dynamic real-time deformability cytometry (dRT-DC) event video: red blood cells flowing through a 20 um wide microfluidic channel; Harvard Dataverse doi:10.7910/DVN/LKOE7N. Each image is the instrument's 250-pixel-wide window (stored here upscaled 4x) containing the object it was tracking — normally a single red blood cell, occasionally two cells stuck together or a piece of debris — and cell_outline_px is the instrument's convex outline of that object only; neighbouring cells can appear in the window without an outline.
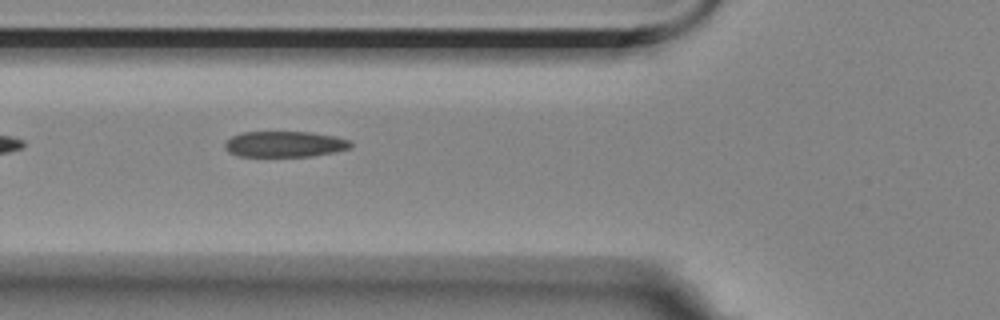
{"species": "Egyptian fruit bat (a non-hibernating species)", "species_latin": "Rousettus aegyptiacus", "temperature_condition": "room temperature", "stored_images_in_passage": 13, "camera_frame_rate_fps": 3000, "um_per_image_px": 0.085, "animal": {"sex": "female"}, "frame": {"image": 1, "passage_image": 3, "time_ms": 0.667, "image_size_px": [1000, 320], "cell_outline_px": [[352, 144], [348, 148], [336, 152], [312, 156], [236, 156], [228, 152], [224, 148], [224, 144], [232, 136], [244, 132], [312, 132], [336, 136], [348, 140]], "centroid_in_image_um": [24.18, 12.25], "position_along_channel_um": 101.6, "area_um2": 18.96}}
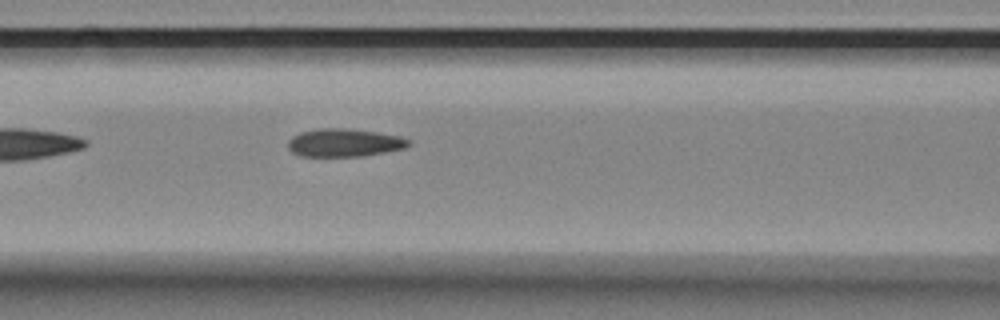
{"frame": {"image": 2, "passage_image": 6, "time_ms": 1.667, "image_size_px": [1000, 320], "cell_outline_px": [[412, 144], [404, 148], [364, 156], [300, 156], [292, 152], [288, 148], [288, 140], [292, 136], [300, 132], [320, 128], [348, 128], [376, 132], [400, 136], [412, 140]], "centroid_in_image_um": [29.27, 12.12], "position_along_channel_um": 137.3, "area_um2": 19.83}}
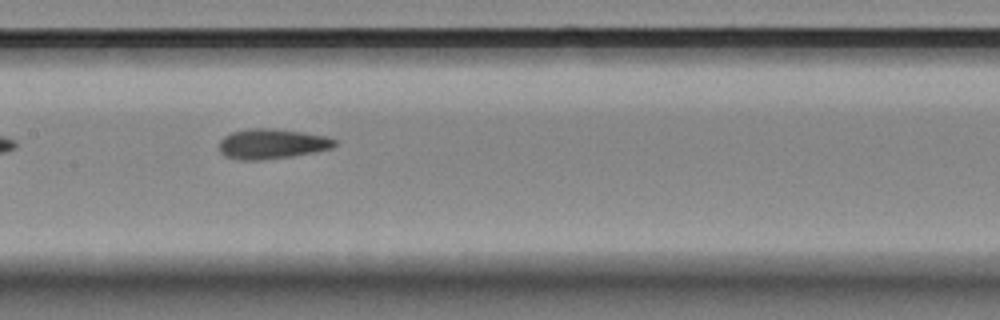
{"frame": {"image": 3, "passage_image": 10, "time_ms": 3.0, "image_size_px": [1000, 320], "cell_outline_px": [[336, 144], [332, 148], [316, 152], [292, 156], [264, 160], [240, 160], [224, 156], [220, 152], [220, 140], [224, 136], [232, 132], [248, 128], [276, 128], [304, 132], [328, 136], [336, 140]], "centroid_in_image_um": [23.13, 12.22], "position_along_channel_um": 184.3, "area_um2": 20.52}}